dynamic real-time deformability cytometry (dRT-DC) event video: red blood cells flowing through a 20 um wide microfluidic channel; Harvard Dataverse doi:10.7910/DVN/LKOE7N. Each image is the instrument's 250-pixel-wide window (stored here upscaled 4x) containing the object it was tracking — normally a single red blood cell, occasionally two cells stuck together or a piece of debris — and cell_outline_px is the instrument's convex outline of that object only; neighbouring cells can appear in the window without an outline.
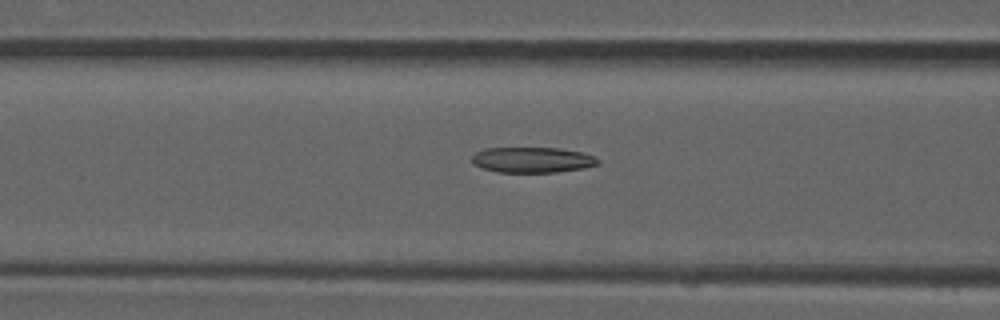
{"species": "common noctule bat (a hibernating species)", "species_latin": "Nyctalus noctula", "temperature_condition": "room temperature", "stored_images_in_passage": 53, "camera_frame_rate_fps": 3000, "um_per_image_px": 0.085, "animal": {"sex": "male", "forearm_length_mm": 52.5}, "frame": {"image": 1, "passage_image": 21, "time_ms": 6.667, "image_size_px": [1000, 320], "cell_outline_px": [[600, 160], [596, 164], [584, 168], [556, 172], [500, 172], [484, 168], [476, 164], [472, 160], [472, 156], [476, 152], [484, 148], [560, 148], [584, 152]], "centroid_in_image_um": [45.27, 13.58], "position_along_channel_um": 121.3, "area_um2": 18.55}}
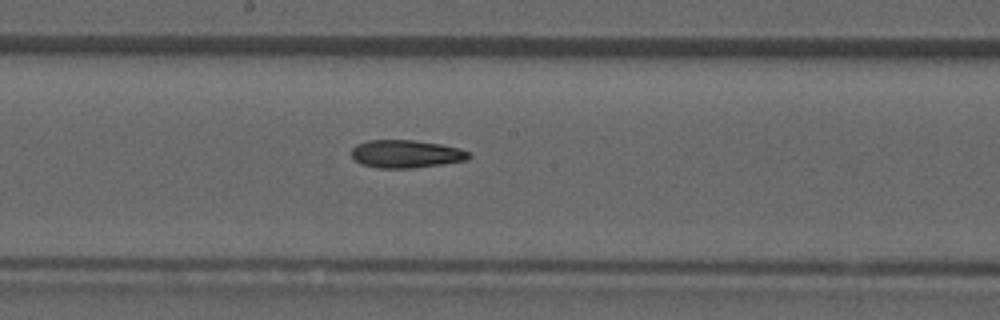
{"frame": {"image": 2, "passage_image": 28, "time_ms": 9.0, "image_size_px": [1000, 320], "cell_outline_px": [[472, 156], [468, 160], [412, 168], [380, 168], [360, 164], [352, 156], [352, 148], [356, 144], [368, 140], [416, 140], [440, 144], [460, 148], [468, 152]], "centroid_in_image_um": [34.51, 13.08], "position_along_channel_um": 213.7, "area_um2": 19.07}}
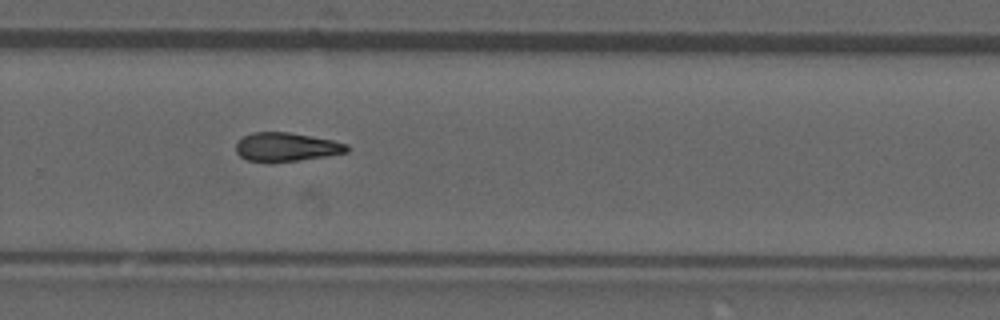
{"frame": {"image": 3, "passage_image": 35, "time_ms": 11.333, "image_size_px": [1000, 320], "cell_outline_px": [[348, 152], [328, 156], [268, 164], [248, 160], [240, 156], [236, 152], [236, 144], [244, 136], [252, 132], [288, 132], [332, 140], [348, 144]], "centroid_in_image_um": [24.32, 12.52], "position_along_channel_um": 305.5, "area_um2": 18.79}}